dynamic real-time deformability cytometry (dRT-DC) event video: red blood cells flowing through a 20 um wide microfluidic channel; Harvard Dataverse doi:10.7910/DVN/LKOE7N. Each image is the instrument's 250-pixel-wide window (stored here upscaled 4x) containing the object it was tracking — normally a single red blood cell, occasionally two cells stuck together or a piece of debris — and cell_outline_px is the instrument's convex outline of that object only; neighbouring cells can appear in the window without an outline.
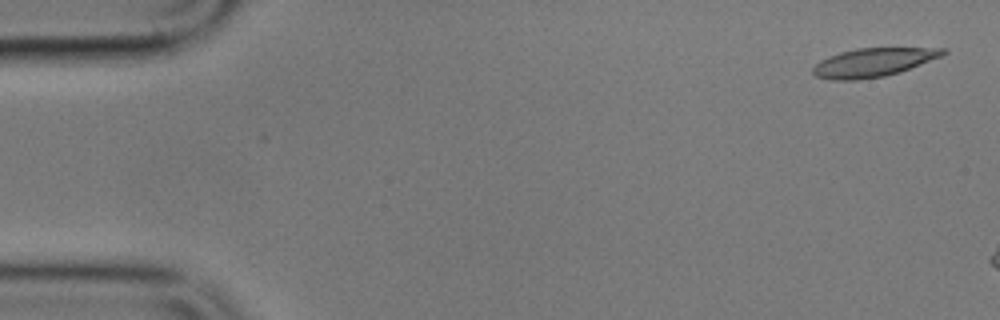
{"species": "common noctule bat (a hibernating species)", "species_latin": "Nyctalus noctula", "temperature_condition": "cold", "stored_images_in_passage": 3, "camera_frame_rate_fps": 3000, "um_per_image_px": 0.085, "animal": {"sex": "male", "body_mass_g": 17.9}, "frame": {"image": 1, "passage_image": 1, "time_ms": 0.0, "image_size_px": [1000, 320], "cell_outline_px": [[948, 52], [940, 56], [900, 72], [884, 76], [856, 80], [832, 80], [816, 76], [812, 72], [812, 68], [820, 60], [828, 56], [840, 52], [856, 48], [948, 48]], "centroid_in_image_um": [74.19, 5.3], "position_along_channel_um": 10.8, "area_um2": 21.56}}